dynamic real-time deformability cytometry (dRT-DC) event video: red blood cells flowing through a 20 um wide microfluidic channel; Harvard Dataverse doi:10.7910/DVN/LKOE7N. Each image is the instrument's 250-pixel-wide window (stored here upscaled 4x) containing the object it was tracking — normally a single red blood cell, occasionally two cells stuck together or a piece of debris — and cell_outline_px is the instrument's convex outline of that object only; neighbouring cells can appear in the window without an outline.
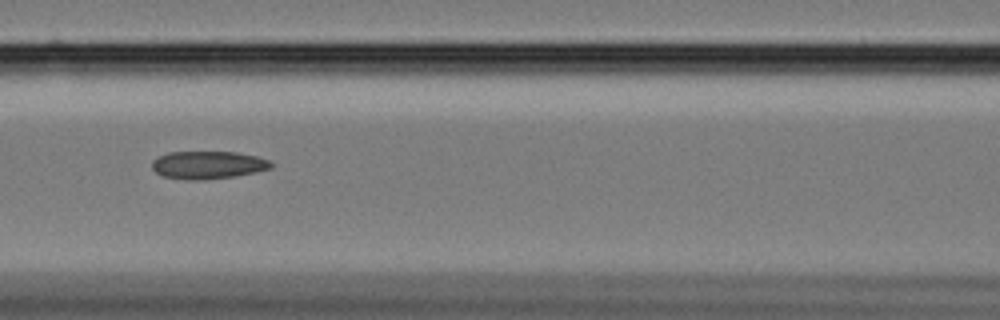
{"species": "Egyptian fruit bat (a non-hibernating species)", "species_latin": "Rousettus aegyptiacus", "temperature_condition": "cold", "stored_images_in_passage": 42, "camera_frame_rate_fps": 3000, "um_per_image_px": 0.085, "animal": {"sex": "female"}, "frame": {"image": 1, "passage_image": 8, "time_ms": 2.333, "image_size_px": [1000, 320], "cell_outline_px": [[272, 168], [256, 172], [236, 176], [196, 180], [188, 180], [164, 176], [156, 172], [152, 168], [152, 160], [156, 156], [168, 152], [236, 152], [256, 156], [268, 160], [272, 164]], "centroid_in_image_um": [17.65, 14.01], "position_along_channel_um": 148.9, "area_um2": 19.25}}
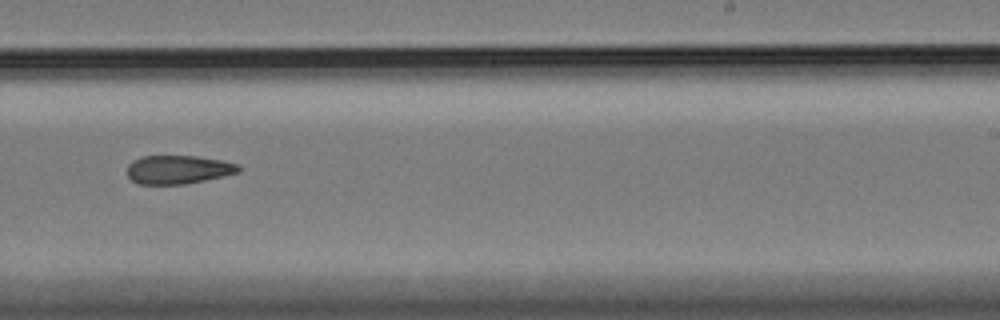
{"frame": {"image": 2, "passage_image": 19, "time_ms": 6.0, "image_size_px": [1000, 320], "cell_outline_px": [[240, 172], [204, 180], [184, 184], [140, 184], [132, 180], [128, 176], [128, 164], [132, 160], [144, 156], [196, 156], [220, 160], [236, 164], [240, 168]], "centroid_in_image_um": [15.12, 14.41], "position_along_channel_um": 273.9, "area_um2": 18.32}}
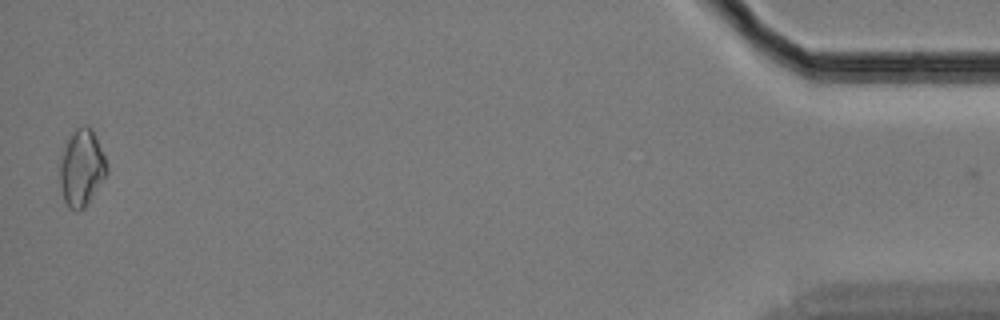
{"frame": {"image": 3, "passage_image": 40, "time_ms": 13.0, "image_size_px": [1000, 320], "cell_outline_px": [[108, 172], [88, 204], [84, 208], [76, 212], [68, 208], [64, 200], [60, 184], [60, 164], [64, 140], [76, 128], [84, 124], [92, 128], [104, 156], [108, 168]], "centroid_in_image_um": [6.92, 14.26], "position_along_channel_um": 428.3, "area_um2": 21.27}}